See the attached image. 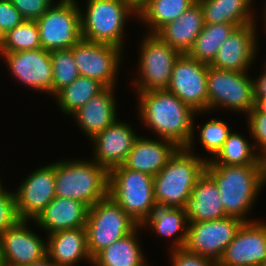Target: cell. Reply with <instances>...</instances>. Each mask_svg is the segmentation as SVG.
Wrapping results in <instances>:
<instances>
[{"label":"cell","mask_w":266,"mask_h":266,"mask_svg":"<svg viewBox=\"0 0 266 266\" xmlns=\"http://www.w3.org/2000/svg\"><path fill=\"white\" fill-rule=\"evenodd\" d=\"M209 65L181 54L172 69L166 90L178 96L196 112L208 111L207 75Z\"/></svg>","instance_id":"cell-12"},{"label":"cell","mask_w":266,"mask_h":266,"mask_svg":"<svg viewBox=\"0 0 266 266\" xmlns=\"http://www.w3.org/2000/svg\"><path fill=\"white\" fill-rule=\"evenodd\" d=\"M104 88L105 86L101 82L79 75L70 85L61 89L54 97L57 99V105L64 114L71 116Z\"/></svg>","instance_id":"cell-32"},{"label":"cell","mask_w":266,"mask_h":266,"mask_svg":"<svg viewBox=\"0 0 266 266\" xmlns=\"http://www.w3.org/2000/svg\"><path fill=\"white\" fill-rule=\"evenodd\" d=\"M231 132L229 125L221 119L210 120L200 127L201 146L215 157Z\"/></svg>","instance_id":"cell-35"},{"label":"cell","mask_w":266,"mask_h":266,"mask_svg":"<svg viewBox=\"0 0 266 266\" xmlns=\"http://www.w3.org/2000/svg\"><path fill=\"white\" fill-rule=\"evenodd\" d=\"M0 266H4L3 261H2V256H1V247H0Z\"/></svg>","instance_id":"cell-45"},{"label":"cell","mask_w":266,"mask_h":266,"mask_svg":"<svg viewBox=\"0 0 266 266\" xmlns=\"http://www.w3.org/2000/svg\"><path fill=\"white\" fill-rule=\"evenodd\" d=\"M266 262V222H244L218 261L221 266H261Z\"/></svg>","instance_id":"cell-16"},{"label":"cell","mask_w":266,"mask_h":266,"mask_svg":"<svg viewBox=\"0 0 266 266\" xmlns=\"http://www.w3.org/2000/svg\"><path fill=\"white\" fill-rule=\"evenodd\" d=\"M5 189L3 188V185L1 184V180H0V194L4 191Z\"/></svg>","instance_id":"cell-46"},{"label":"cell","mask_w":266,"mask_h":266,"mask_svg":"<svg viewBox=\"0 0 266 266\" xmlns=\"http://www.w3.org/2000/svg\"><path fill=\"white\" fill-rule=\"evenodd\" d=\"M184 211L188 222L211 221L226 217L218 187L206 172L197 179Z\"/></svg>","instance_id":"cell-22"},{"label":"cell","mask_w":266,"mask_h":266,"mask_svg":"<svg viewBox=\"0 0 266 266\" xmlns=\"http://www.w3.org/2000/svg\"><path fill=\"white\" fill-rule=\"evenodd\" d=\"M24 266H59V265L54 263L48 256H45L44 258L40 259L39 261L24 265Z\"/></svg>","instance_id":"cell-44"},{"label":"cell","mask_w":266,"mask_h":266,"mask_svg":"<svg viewBox=\"0 0 266 266\" xmlns=\"http://www.w3.org/2000/svg\"><path fill=\"white\" fill-rule=\"evenodd\" d=\"M207 88L209 111L223 107L248 115L254 108L253 81L247 72L209 66Z\"/></svg>","instance_id":"cell-9"},{"label":"cell","mask_w":266,"mask_h":266,"mask_svg":"<svg viewBox=\"0 0 266 266\" xmlns=\"http://www.w3.org/2000/svg\"><path fill=\"white\" fill-rule=\"evenodd\" d=\"M80 76L101 82L105 87H115L116 73L121 64V48L81 39L71 47Z\"/></svg>","instance_id":"cell-13"},{"label":"cell","mask_w":266,"mask_h":266,"mask_svg":"<svg viewBox=\"0 0 266 266\" xmlns=\"http://www.w3.org/2000/svg\"><path fill=\"white\" fill-rule=\"evenodd\" d=\"M2 39H3V35L0 33V45H1Z\"/></svg>","instance_id":"cell-48"},{"label":"cell","mask_w":266,"mask_h":266,"mask_svg":"<svg viewBox=\"0 0 266 266\" xmlns=\"http://www.w3.org/2000/svg\"><path fill=\"white\" fill-rule=\"evenodd\" d=\"M248 127L252 138L256 142L253 145L258 154L266 159V115L265 114H248ZM257 147V148H256Z\"/></svg>","instance_id":"cell-37"},{"label":"cell","mask_w":266,"mask_h":266,"mask_svg":"<svg viewBox=\"0 0 266 266\" xmlns=\"http://www.w3.org/2000/svg\"><path fill=\"white\" fill-rule=\"evenodd\" d=\"M55 163L34 170L23 180L15 193L17 212L21 220L33 221L56 197Z\"/></svg>","instance_id":"cell-15"},{"label":"cell","mask_w":266,"mask_h":266,"mask_svg":"<svg viewBox=\"0 0 266 266\" xmlns=\"http://www.w3.org/2000/svg\"><path fill=\"white\" fill-rule=\"evenodd\" d=\"M204 14L197 1L178 19L167 23L157 33L164 42L181 54H187L204 27Z\"/></svg>","instance_id":"cell-25"},{"label":"cell","mask_w":266,"mask_h":266,"mask_svg":"<svg viewBox=\"0 0 266 266\" xmlns=\"http://www.w3.org/2000/svg\"><path fill=\"white\" fill-rule=\"evenodd\" d=\"M109 171L85 159L55 162V194L78 200L88 207L108 196Z\"/></svg>","instance_id":"cell-3"},{"label":"cell","mask_w":266,"mask_h":266,"mask_svg":"<svg viewBox=\"0 0 266 266\" xmlns=\"http://www.w3.org/2000/svg\"><path fill=\"white\" fill-rule=\"evenodd\" d=\"M24 20L10 0H0V33L2 35L20 25Z\"/></svg>","instance_id":"cell-39"},{"label":"cell","mask_w":266,"mask_h":266,"mask_svg":"<svg viewBox=\"0 0 266 266\" xmlns=\"http://www.w3.org/2000/svg\"><path fill=\"white\" fill-rule=\"evenodd\" d=\"M126 2L135 12H139L149 0H123Z\"/></svg>","instance_id":"cell-43"},{"label":"cell","mask_w":266,"mask_h":266,"mask_svg":"<svg viewBox=\"0 0 266 266\" xmlns=\"http://www.w3.org/2000/svg\"><path fill=\"white\" fill-rule=\"evenodd\" d=\"M17 212L15 192L4 190L0 194V236L9 227L20 221Z\"/></svg>","instance_id":"cell-36"},{"label":"cell","mask_w":266,"mask_h":266,"mask_svg":"<svg viewBox=\"0 0 266 266\" xmlns=\"http://www.w3.org/2000/svg\"><path fill=\"white\" fill-rule=\"evenodd\" d=\"M154 176L119 165L109 170L108 195L140 226L156 203Z\"/></svg>","instance_id":"cell-6"},{"label":"cell","mask_w":266,"mask_h":266,"mask_svg":"<svg viewBox=\"0 0 266 266\" xmlns=\"http://www.w3.org/2000/svg\"><path fill=\"white\" fill-rule=\"evenodd\" d=\"M25 20L39 19L52 5L53 0H10Z\"/></svg>","instance_id":"cell-38"},{"label":"cell","mask_w":266,"mask_h":266,"mask_svg":"<svg viewBox=\"0 0 266 266\" xmlns=\"http://www.w3.org/2000/svg\"><path fill=\"white\" fill-rule=\"evenodd\" d=\"M11 75L27 87L52 95L53 68L50 51L43 48L0 52Z\"/></svg>","instance_id":"cell-14"},{"label":"cell","mask_w":266,"mask_h":266,"mask_svg":"<svg viewBox=\"0 0 266 266\" xmlns=\"http://www.w3.org/2000/svg\"><path fill=\"white\" fill-rule=\"evenodd\" d=\"M139 56V74L135 79L137 91L167 89L172 69L181 55L156 34H148L142 40Z\"/></svg>","instance_id":"cell-10"},{"label":"cell","mask_w":266,"mask_h":266,"mask_svg":"<svg viewBox=\"0 0 266 266\" xmlns=\"http://www.w3.org/2000/svg\"><path fill=\"white\" fill-rule=\"evenodd\" d=\"M86 6V11L81 10L82 39L123 50L125 21L128 16L138 13L122 0H88Z\"/></svg>","instance_id":"cell-5"},{"label":"cell","mask_w":266,"mask_h":266,"mask_svg":"<svg viewBox=\"0 0 266 266\" xmlns=\"http://www.w3.org/2000/svg\"><path fill=\"white\" fill-rule=\"evenodd\" d=\"M50 57L53 68L52 95L55 96L61 89L70 85L80 73L71 48L50 51Z\"/></svg>","instance_id":"cell-34"},{"label":"cell","mask_w":266,"mask_h":266,"mask_svg":"<svg viewBox=\"0 0 266 266\" xmlns=\"http://www.w3.org/2000/svg\"><path fill=\"white\" fill-rule=\"evenodd\" d=\"M205 172L218 187L226 216L254 221L246 215L266 183V164L205 165Z\"/></svg>","instance_id":"cell-2"},{"label":"cell","mask_w":266,"mask_h":266,"mask_svg":"<svg viewBox=\"0 0 266 266\" xmlns=\"http://www.w3.org/2000/svg\"><path fill=\"white\" fill-rule=\"evenodd\" d=\"M170 253L172 266H215L217 263L209 258L191 253L185 248L173 249Z\"/></svg>","instance_id":"cell-40"},{"label":"cell","mask_w":266,"mask_h":266,"mask_svg":"<svg viewBox=\"0 0 266 266\" xmlns=\"http://www.w3.org/2000/svg\"><path fill=\"white\" fill-rule=\"evenodd\" d=\"M203 9L204 23L235 24L255 23L251 10L253 0H197ZM253 14V15H252Z\"/></svg>","instance_id":"cell-27"},{"label":"cell","mask_w":266,"mask_h":266,"mask_svg":"<svg viewBox=\"0 0 266 266\" xmlns=\"http://www.w3.org/2000/svg\"><path fill=\"white\" fill-rule=\"evenodd\" d=\"M139 225L109 195L89 207L87 248L92 260L107 246L133 232Z\"/></svg>","instance_id":"cell-7"},{"label":"cell","mask_w":266,"mask_h":266,"mask_svg":"<svg viewBox=\"0 0 266 266\" xmlns=\"http://www.w3.org/2000/svg\"><path fill=\"white\" fill-rule=\"evenodd\" d=\"M28 220H20L0 236L4 266H24L47 256V243L30 231Z\"/></svg>","instance_id":"cell-17"},{"label":"cell","mask_w":266,"mask_h":266,"mask_svg":"<svg viewBox=\"0 0 266 266\" xmlns=\"http://www.w3.org/2000/svg\"><path fill=\"white\" fill-rule=\"evenodd\" d=\"M179 147L166 139L156 141L139 136L123 164L126 168L155 176Z\"/></svg>","instance_id":"cell-23"},{"label":"cell","mask_w":266,"mask_h":266,"mask_svg":"<svg viewBox=\"0 0 266 266\" xmlns=\"http://www.w3.org/2000/svg\"><path fill=\"white\" fill-rule=\"evenodd\" d=\"M138 229L140 226L102 250L92 266H147L137 239Z\"/></svg>","instance_id":"cell-28"},{"label":"cell","mask_w":266,"mask_h":266,"mask_svg":"<svg viewBox=\"0 0 266 266\" xmlns=\"http://www.w3.org/2000/svg\"><path fill=\"white\" fill-rule=\"evenodd\" d=\"M239 133L231 132L215 157L208 159L206 165H248L266 164L255 150L254 145ZM256 152V153H255Z\"/></svg>","instance_id":"cell-30"},{"label":"cell","mask_w":266,"mask_h":266,"mask_svg":"<svg viewBox=\"0 0 266 266\" xmlns=\"http://www.w3.org/2000/svg\"><path fill=\"white\" fill-rule=\"evenodd\" d=\"M187 223L189 222L184 208H173L155 203L140 228L150 226L158 236L168 238L176 236L171 246L173 250L184 248L189 225ZM175 234H178V236Z\"/></svg>","instance_id":"cell-26"},{"label":"cell","mask_w":266,"mask_h":266,"mask_svg":"<svg viewBox=\"0 0 266 266\" xmlns=\"http://www.w3.org/2000/svg\"><path fill=\"white\" fill-rule=\"evenodd\" d=\"M238 27L235 24H204L201 33L195 39L187 55L200 62L210 65L222 43L232 31Z\"/></svg>","instance_id":"cell-31"},{"label":"cell","mask_w":266,"mask_h":266,"mask_svg":"<svg viewBox=\"0 0 266 266\" xmlns=\"http://www.w3.org/2000/svg\"><path fill=\"white\" fill-rule=\"evenodd\" d=\"M114 88L105 87L71 115L90 140L118 120Z\"/></svg>","instance_id":"cell-20"},{"label":"cell","mask_w":266,"mask_h":266,"mask_svg":"<svg viewBox=\"0 0 266 266\" xmlns=\"http://www.w3.org/2000/svg\"><path fill=\"white\" fill-rule=\"evenodd\" d=\"M139 115L158 138L193 151L194 116L198 113L166 89L137 91ZM193 140V141H192Z\"/></svg>","instance_id":"cell-1"},{"label":"cell","mask_w":266,"mask_h":266,"mask_svg":"<svg viewBox=\"0 0 266 266\" xmlns=\"http://www.w3.org/2000/svg\"><path fill=\"white\" fill-rule=\"evenodd\" d=\"M89 207L75 199L55 197L34 220L41 229L51 233L85 227Z\"/></svg>","instance_id":"cell-21"},{"label":"cell","mask_w":266,"mask_h":266,"mask_svg":"<svg viewBox=\"0 0 266 266\" xmlns=\"http://www.w3.org/2000/svg\"><path fill=\"white\" fill-rule=\"evenodd\" d=\"M265 6H266V4H265ZM265 8H266V7H265ZM264 13H265V16H264L263 18H265L264 21H265V27H266V9H265V12H264Z\"/></svg>","instance_id":"cell-47"},{"label":"cell","mask_w":266,"mask_h":266,"mask_svg":"<svg viewBox=\"0 0 266 266\" xmlns=\"http://www.w3.org/2000/svg\"><path fill=\"white\" fill-rule=\"evenodd\" d=\"M249 114H265L266 115V98H254V108Z\"/></svg>","instance_id":"cell-42"},{"label":"cell","mask_w":266,"mask_h":266,"mask_svg":"<svg viewBox=\"0 0 266 266\" xmlns=\"http://www.w3.org/2000/svg\"><path fill=\"white\" fill-rule=\"evenodd\" d=\"M206 162L208 158L197 157L187 148H179L153 178L156 203L184 208L197 179L205 172Z\"/></svg>","instance_id":"cell-4"},{"label":"cell","mask_w":266,"mask_h":266,"mask_svg":"<svg viewBox=\"0 0 266 266\" xmlns=\"http://www.w3.org/2000/svg\"><path fill=\"white\" fill-rule=\"evenodd\" d=\"M253 81V97L266 98V70L261 74L258 79Z\"/></svg>","instance_id":"cell-41"},{"label":"cell","mask_w":266,"mask_h":266,"mask_svg":"<svg viewBox=\"0 0 266 266\" xmlns=\"http://www.w3.org/2000/svg\"><path fill=\"white\" fill-rule=\"evenodd\" d=\"M244 222L235 217L189 222L184 248L218 263Z\"/></svg>","instance_id":"cell-11"},{"label":"cell","mask_w":266,"mask_h":266,"mask_svg":"<svg viewBox=\"0 0 266 266\" xmlns=\"http://www.w3.org/2000/svg\"><path fill=\"white\" fill-rule=\"evenodd\" d=\"M46 243L47 256L59 266H74L81 259L93 264L87 248L86 227L51 233Z\"/></svg>","instance_id":"cell-24"},{"label":"cell","mask_w":266,"mask_h":266,"mask_svg":"<svg viewBox=\"0 0 266 266\" xmlns=\"http://www.w3.org/2000/svg\"><path fill=\"white\" fill-rule=\"evenodd\" d=\"M129 125L116 120L112 125L94 136L91 139L94 144L93 161L105 167L108 171L111 168L123 165L139 137L135 134L133 127Z\"/></svg>","instance_id":"cell-19"},{"label":"cell","mask_w":266,"mask_h":266,"mask_svg":"<svg viewBox=\"0 0 266 266\" xmlns=\"http://www.w3.org/2000/svg\"><path fill=\"white\" fill-rule=\"evenodd\" d=\"M196 2L197 0H149L138 12L137 18L149 26L150 34H156L167 23L178 19Z\"/></svg>","instance_id":"cell-29"},{"label":"cell","mask_w":266,"mask_h":266,"mask_svg":"<svg viewBox=\"0 0 266 266\" xmlns=\"http://www.w3.org/2000/svg\"><path fill=\"white\" fill-rule=\"evenodd\" d=\"M42 48L36 20H24L3 35L0 52H19Z\"/></svg>","instance_id":"cell-33"},{"label":"cell","mask_w":266,"mask_h":266,"mask_svg":"<svg viewBox=\"0 0 266 266\" xmlns=\"http://www.w3.org/2000/svg\"><path fill=\"white\" fill-rule=\"evenodd\" d=\"M75 0H59L36 20L41 47L69 49L81 39V10Z\"/></svg>","instance_id":"cell-8"},{"label":"cell","mask_w":266,"mask_h":266,"mask_svg":"<svg viewBox=\"0 0 266 266\" xmlns=\"http://www.w3.org/2000/svg\"><path fill=\"white\" fill-rule=\"evenodd\" d=\"M256 23L236 27L217 51L209 66L235 72H247L257 54Z\"/></svg>","instance_id":"cell-18"}]
</instances>
